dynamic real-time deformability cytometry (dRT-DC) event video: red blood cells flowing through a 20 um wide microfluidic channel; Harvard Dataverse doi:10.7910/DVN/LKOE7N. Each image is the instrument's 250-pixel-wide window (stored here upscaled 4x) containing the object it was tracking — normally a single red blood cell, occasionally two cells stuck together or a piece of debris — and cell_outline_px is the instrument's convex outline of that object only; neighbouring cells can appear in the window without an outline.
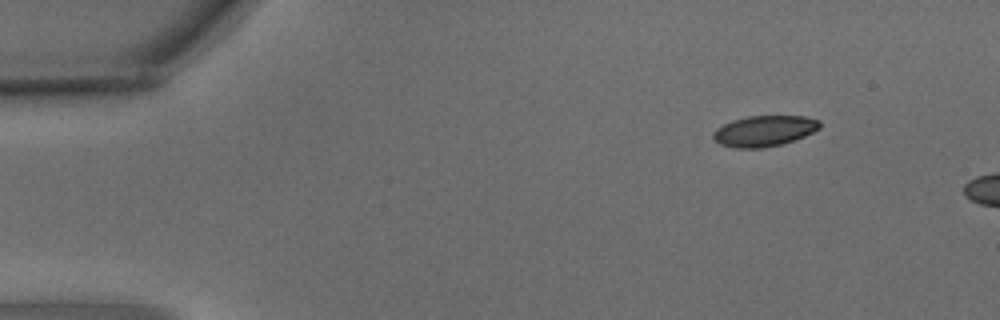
{"species": "common noctule bat (a hibernating species)", "species_latin": "Nyctalus noctula", "temperature_condition": "warm", "stored_images_in_passage": 4, "camera_frame_rate_fps": 3000, "um_per_image_px": 0.085, "animal": {"sex": "male", "body_mass_g": 15.6}, "frame": {"image": 1, "passage_image": 4, "time_ms": 1.0, "image_size_px": [1000, 320], "cell_outline_px": [[820, 128], [804, 136], [780, 144], [764, 148], [736, 148], [720, 144], [712, 136], [712, 132], [716, 128], [732, 120], [748, 116], [804, 116], [820, 120]], "centroid_in_image_um": [64.94, 11.12], "position_along_channel_um": 20.1, "area_um2": 19.02}}